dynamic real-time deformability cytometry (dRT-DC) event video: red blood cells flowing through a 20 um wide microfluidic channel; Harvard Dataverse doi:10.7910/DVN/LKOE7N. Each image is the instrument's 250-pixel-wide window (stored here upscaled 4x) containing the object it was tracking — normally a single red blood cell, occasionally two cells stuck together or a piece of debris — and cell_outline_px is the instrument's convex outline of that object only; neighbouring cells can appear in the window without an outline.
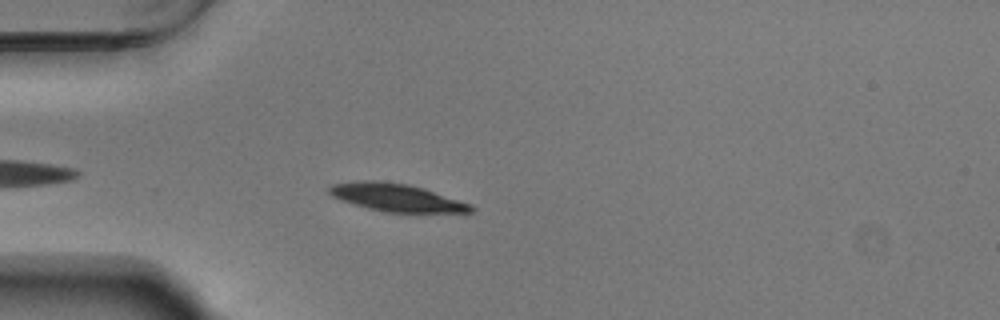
{"species": "Egyptian fruit bat (a non-hibernating species)", "species_latin": "Rousettus aegyptiacus", "temperature_condition": "warm", "stored_images_in_passage": 44, "camera_frame_rate_fps": 3000, "um_per_image_px": 0.085, "animal": {"sex": "male"}, "frame": {"image": 1, "passage_image": 5, "time_ms": 1.333, "image_size_px": [1000, 320], "cell_outline_px": [[476, 208], [472, 212], [384, 212], [368, 208], [340, 200], [332, 196], [328, 192], [328, 188], [332, 184], [360, 180], [376, 180], [408, 184], [424, 188], [468, 204]], "centroid_in_image_um": [33.63, 16.78], "position_along_channel_um": 51.4, "area_um2": 22.66}}
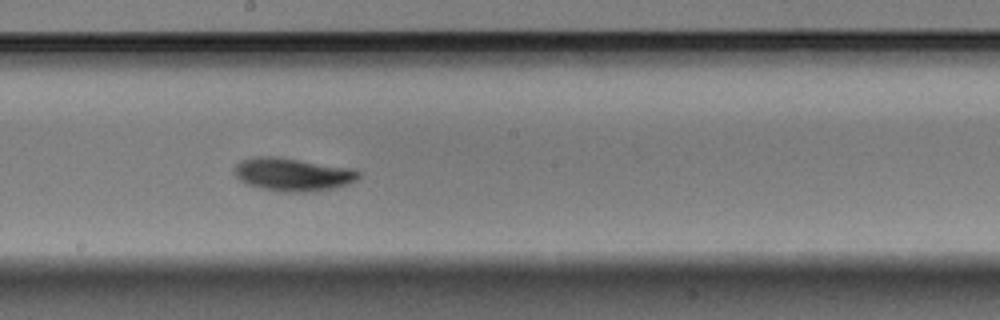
{"frame": {"image": 2, "passage_image": 20, "time_ms": 6.333, "image_size_px": [1000, 320], "cell_outline_px": [[360, 176], [356, 180], [348, 184], [336, 188], [316, 192], [276, 192], [260, 188], [248, 184], [240, 180], [236, 176], [236, 164], [240, 160], [252, 156], [276, 156], [356, 168], [360, 172]], "centroid_in_image_um": [24.93, 14.83], "position_along_channel_um": 223.3, "area_um2": 24.51}}
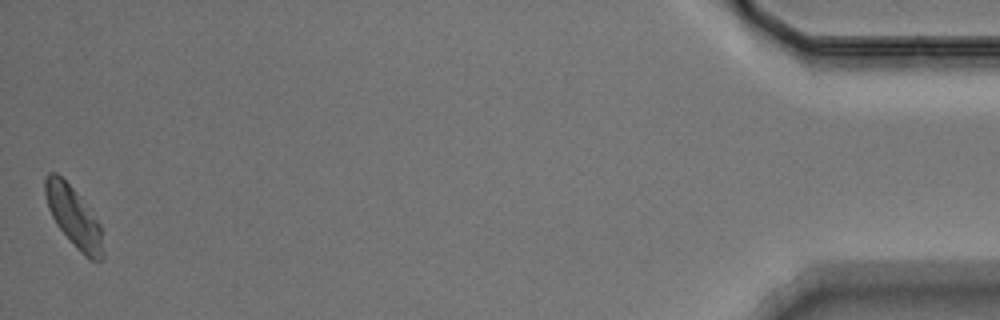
{"frame": {"image": 3, "passage_image": 44, "time_ms": 14.333, "image_size_px": [1000, 320], "cell_outline_px": [[104, 256], [100, 260], [92, 260], [84, 256], [76, 248], [56, 224], [48, 208], [44, 192], [44, 180], [48, 172], [56, 172], [76, 192], [100, 224], [104, 252]], "centroid_in_image_um": [6.25, 18.45], "position_along_channel_um": 428.9, "area_um2": 20.06}, "authors_computed_cell_mechanics": {"area_um2": 22.1663, "velocity_mm_per_s": 3.688, "shape_relaxation_time_tau1_ms": 1.8181, "shape_relaxation_time_tau2_ms": null, "deformation_change_tau1": 0.0988, "deformation_change_tau2": null}}